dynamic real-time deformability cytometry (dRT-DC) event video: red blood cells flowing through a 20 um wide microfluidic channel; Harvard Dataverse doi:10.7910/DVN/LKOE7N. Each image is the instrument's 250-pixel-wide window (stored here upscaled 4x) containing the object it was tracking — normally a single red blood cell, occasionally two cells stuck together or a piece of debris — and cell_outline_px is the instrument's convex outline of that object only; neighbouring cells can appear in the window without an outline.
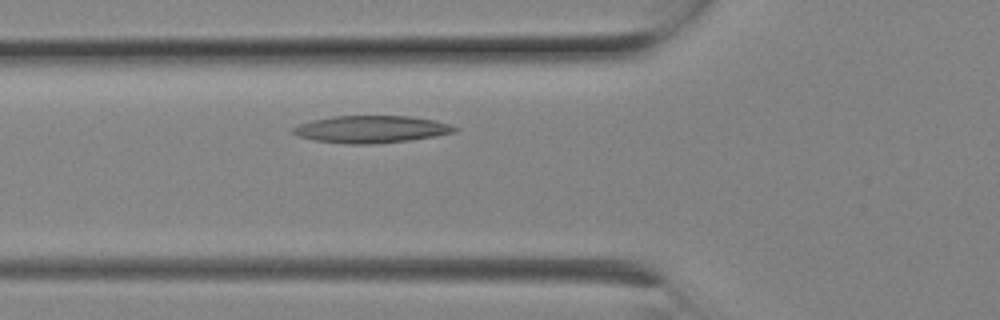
{"species": "Egyptian fruit bat (a non-hibernating species)", "species_latin": "Rousettus aegyptiacus", "temperature_condition": "room temperature", "stored_images_in_passage": 5, "camera_frame_rate_fps": 3000, "um_per_image_px": 0.085, "animal": {"sex": "female"}, "frame": {"image": 1, "passage_image": 5, "time_ms": 1.333, "image_size_px": [1000, 320], "cell_outline_px": [[460, 128], [456, 132], [436, 136], [408, 140], [368, 144], [348, 144], [316, 140], [300, 136], [292, 132], [292, 128], [300, 124], [312, 120], [332, 116], [412, 116], [436, 120]], "centroid_in_image_um": [31.6, 10.97], "position_along_channel_um": 94.2, "area_um2": 25.49}}